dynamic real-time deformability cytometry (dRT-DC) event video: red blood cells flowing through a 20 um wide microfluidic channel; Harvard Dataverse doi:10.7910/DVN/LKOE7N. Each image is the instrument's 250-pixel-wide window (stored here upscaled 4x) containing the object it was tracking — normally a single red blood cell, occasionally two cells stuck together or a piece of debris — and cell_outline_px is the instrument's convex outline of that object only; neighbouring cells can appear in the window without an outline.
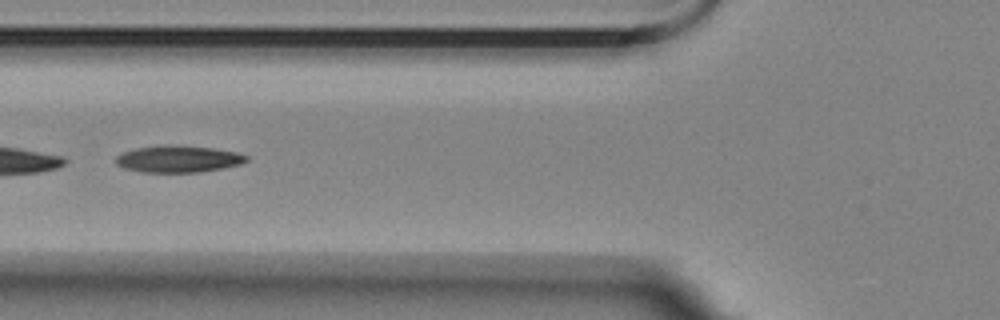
{"species": "Egyptian fruit bat (a non-hibernating species)", "species_latin": "Rousettus aegyptiacus", "temperature_condition": "room temperature", "stored_images_in_passage": 9, "camera_frame_rate_fps": 3000, "um_per_image_px": 0.085, "animal": {"sex": "female"}, "frame": {"image": 1, "passage_image": 7, "time_ms": 2.0, "image_size_px": [1000, 320], "cell_outline_px": [[248, 160], [240, 164], [220, 168], [196, 172], [144, 172], [124, 168], [116, 164], [116, 156], [124, 152], [136, 148], [176, 144], [212, 148], [236, 152], [248, 156]], "centroid_in_image_um": [15.15, 13.5], "position_along_channel_um": 110.7, "area_um2": 20.17}}